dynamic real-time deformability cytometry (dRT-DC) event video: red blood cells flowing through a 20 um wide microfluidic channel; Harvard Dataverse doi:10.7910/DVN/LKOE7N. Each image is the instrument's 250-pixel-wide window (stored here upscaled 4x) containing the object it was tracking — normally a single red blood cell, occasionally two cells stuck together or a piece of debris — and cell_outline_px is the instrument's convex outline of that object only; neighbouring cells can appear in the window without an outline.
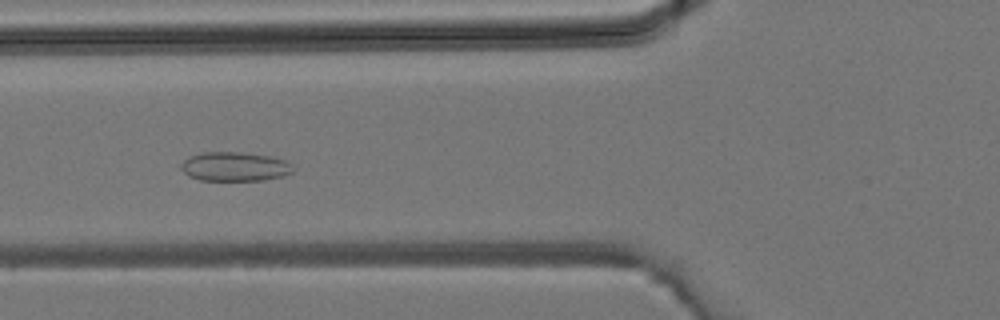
{"species": "common noctule bat (a hibernating species)", "species_latin": "Nyctalus noctula", "temperature_condition": "room temperature", "stored_images_in_passage": 38, "camera_frame_rate_fps": 3000, "um_per_image_px": 0.085, "animal": {"sex": "male", "body_mass_g": 19.2, "forearm_length_mm": 51.8}, "frame": {"image": 1, "passage_image": 14, "time_ms": 4.333, "image_size_px": [1000, 320], "cell_outline_px": [[296, 168], [292, 172], [284, 176], [264, 180], [200, 180], [188, 176], [180, 168], [180, 164], [184, 160], [192, 156], [204, 152], [240, 152], [272, 156], [284, 160], [292, 164]], "centroid_in_image_um": [19.99, 14.16], "position_along_channel_um": 105.8, "area_um2": 19.13}}
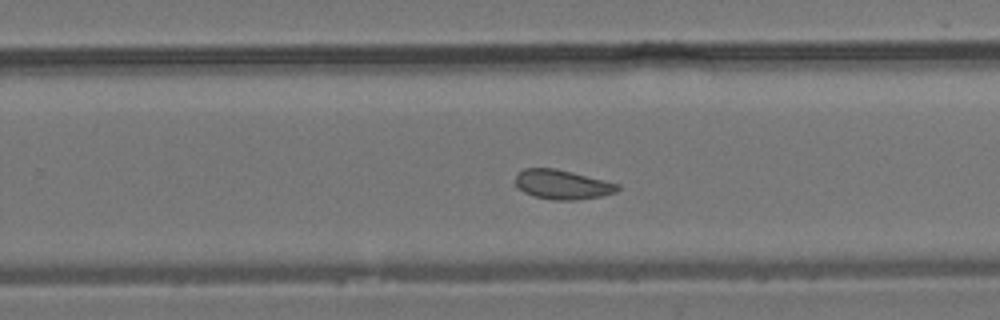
{"frame": {"image": 2, "passage_image": 24, "time_ms": 7.667, "image_size_px": [1000, 320], "cell_outline_px": [[620, 188], [616, 192], [600, 196], [576, 200], [552, 200], [536, 196], [524, 192], [516, 188], [516, 172], [524, 168], [556, 168], [620, 184]], "centroid_in_image_um": [47.77, 15.68], "position_along_channel_um": 282.0, "area_um2": 17.57}}
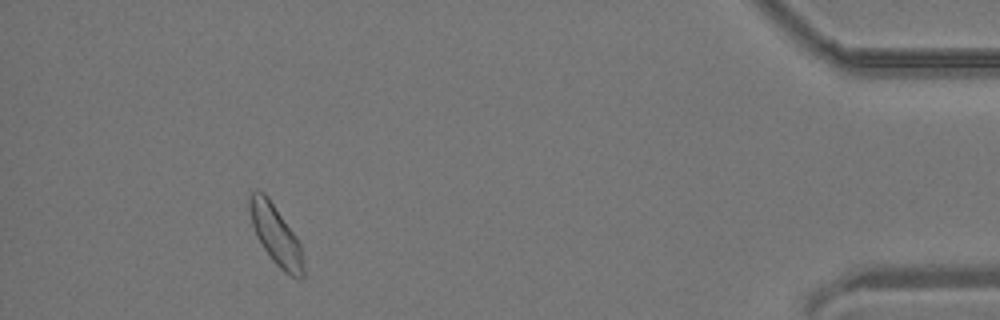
{"frame": {"image": 3, "passage_image": 35, "time_ms": 11.333, "image_size_px": [1000, 320], "cell_outline_px": [[304, 276], [292, 276], [284, 272], [272, 260], [256, 236], [252, 224], [248, 208], [248, 196], [252, 192], [264, 192], [268, 196], [300, 244], [304, 264]], "centroid_in_image_um": [23.41, 19.95], "position_along_channel_um": 411.8, "area_um2": 18.32}}